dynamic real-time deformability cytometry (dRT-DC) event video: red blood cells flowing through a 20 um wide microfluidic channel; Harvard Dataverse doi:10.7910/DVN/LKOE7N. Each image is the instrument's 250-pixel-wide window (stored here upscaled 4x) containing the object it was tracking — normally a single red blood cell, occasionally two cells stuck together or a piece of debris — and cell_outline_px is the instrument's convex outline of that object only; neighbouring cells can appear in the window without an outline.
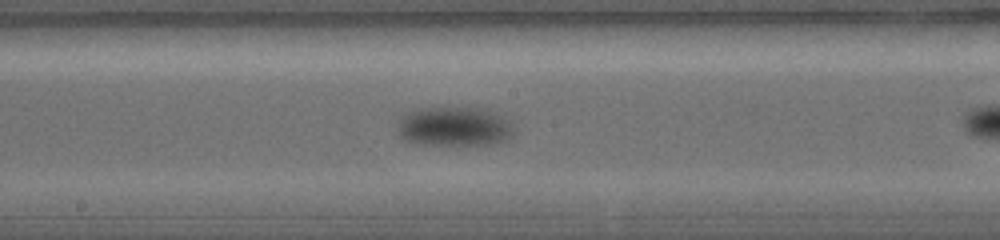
{"species": "common noctule bat (a hibernating species)", "species_latin": "Nyctalus noctula", "temperature_condition": "warm", "stored_images_in_passage": 13, "camera_frame_rate_fps": 5000, "um_per_image_px": 0.085, "animal": {"sex": "female", "body_mass_g": 19.0, "forearm_length_mm": 56.7}, "frame": {"image": 1, "passage_image": 10, "time_ms": 3.6, "image_size_px": [1000, 240], "cell_outline_px": [[516, 132], [512, 136], [504, 140], [492, 144], [416, 144], [404, 140], [396, 128], [396, 120], [408, 112], [424, 108], [476, 108], [496, 112], [504, 116], [512, 124]], "centroid_in_image_um": [38.61, 10.75], "position_along_channel_um": 209.6, "area_um2": 26.82}}